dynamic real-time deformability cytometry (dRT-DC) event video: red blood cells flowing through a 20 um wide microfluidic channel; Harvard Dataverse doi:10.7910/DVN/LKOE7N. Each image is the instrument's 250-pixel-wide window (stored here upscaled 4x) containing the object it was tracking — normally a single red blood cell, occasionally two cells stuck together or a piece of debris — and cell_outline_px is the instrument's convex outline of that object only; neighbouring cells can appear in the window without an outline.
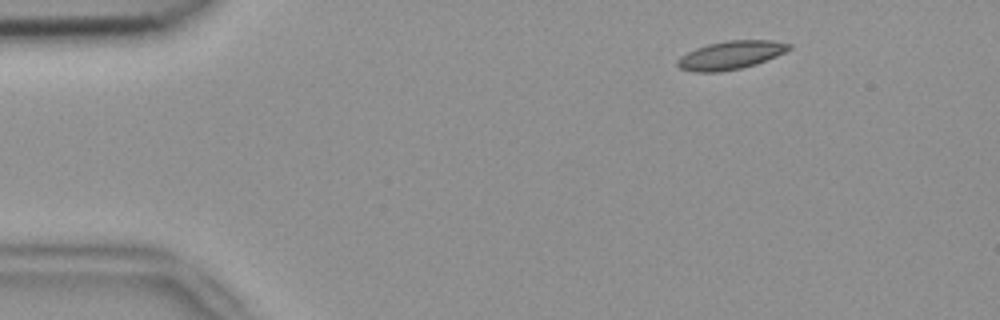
{"species": "common noctule bat (a hibernating species)", "species_latin": "Nyctalus noctula", "temperature_condition": "room temperature", "stored_images_in_passage": 48, "camera_frame_rate_fps": 3000, "um_per_image_px": 0.085, "animal": {"sex": "female", "body_mass_g": 18.4}, "frame": {"image": 1, "passage_image": 2, "time_ms": 0.333, "image_size_px": [1000, 320], "cell_outline_px": [[792, 48], [776, 56], [756, 64], [740, 68], [720, 72], [696, 72], [680, 68], [676, 64], [676, 60], [680, 56], [696, 48], [708, 44], [728, 40], [772, 40], [792, 44]], "centroid_in_image_um": [62.11, 4.68], "position_along_channel_um": 22.9, "area_um2": 18.38}}
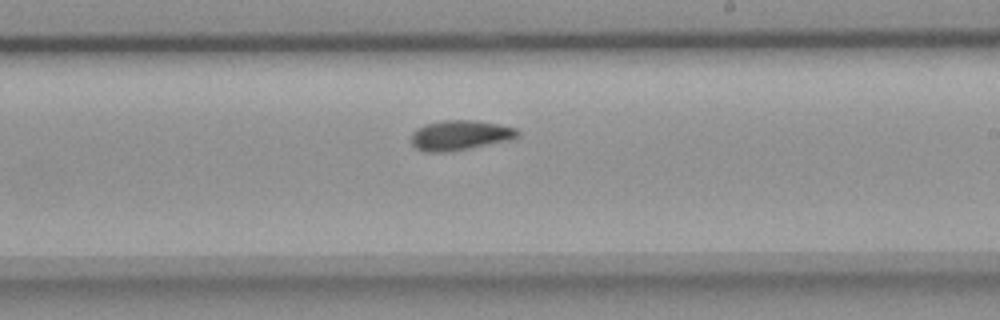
{"frame": {"image": 2, "passage_image": 26, "time_ms": 8.333, "image_size_px": [1000, 320], "cell_outline_px": [[520, 136], [508, 140], [448, 152], [424, 152], [416, 148], [412, 144], [412, 132], [416, 128], [424, 124], [444, 120], [476, 120], [500, 124], [516, 128], [520, 132]], "centroid_in_image_um": [39.09, 11.48], "position_along_channel_um": 249.9, "area_um2": 18.61}}
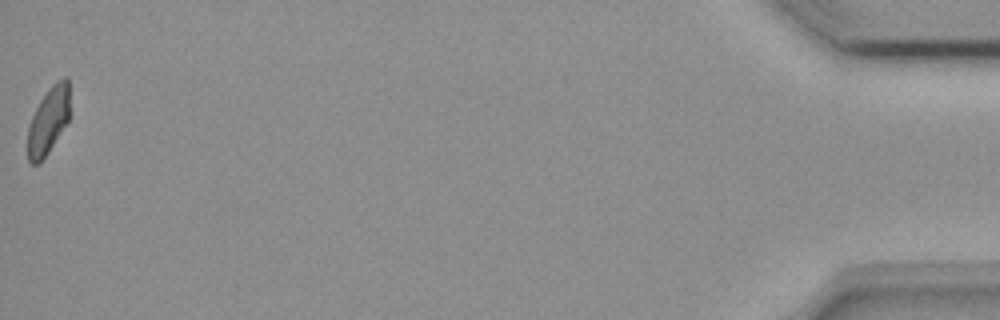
{"frame": {"image": 3, "passage_image": 48, "time_ms": 15.667, "image_size_px": [1000, 320], "cell_outline_px": [[68, 120], [48, 152], [40, 164], [32, 164], [28, 160], [28, 128], [32, 116], [40, 100], [48, 88], [56, 80], [64, 76], [68, 76]], "centroid_in_image_um": [4.09, 10.24], "position_along_channel_um": 431.1, "area_um2": 16.18}, "authors_computed_cell_mechanics": {"area_um2": 17.8602, "velocity_mm_per_s": 3.7966, "shape_relaxation_time_tau1_ms": null, "shape_relaxation_time_tau2_ms": 7.9784, "deformation_change_tau1": null, "deformation_change_tau2": 0.1281}}